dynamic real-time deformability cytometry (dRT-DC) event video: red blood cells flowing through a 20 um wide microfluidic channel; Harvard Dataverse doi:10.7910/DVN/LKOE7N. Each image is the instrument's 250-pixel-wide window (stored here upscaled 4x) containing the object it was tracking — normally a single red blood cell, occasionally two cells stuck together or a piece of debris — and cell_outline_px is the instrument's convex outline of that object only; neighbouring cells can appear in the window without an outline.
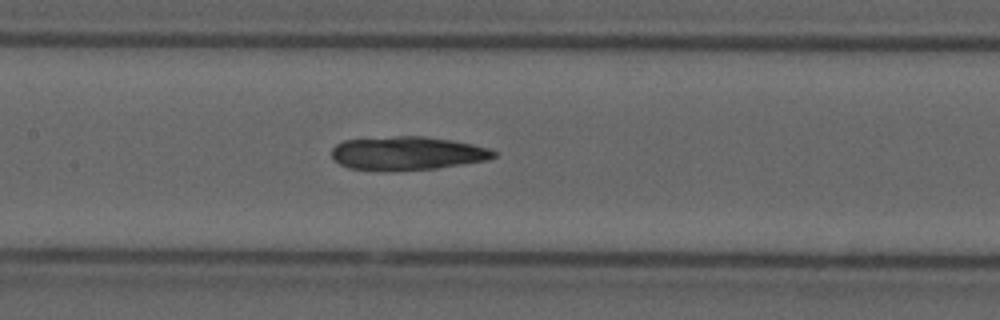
{"species": "common noctule bat (a hibernating species)", "species_latin": "Nyctalus noctula", "temperature_condition": "cold", "stored_images_in_passage": 40, "camera_frame_rate_fps": 3000, "um_per_image_px": 0.085, "animal": {"sex": "male", "forearm_length_mm": 52.5}, "frame": {"image": 1, "passage_image": 11, "time_ms": 3.333, "image_size_px": [1000, 320], "cell_outline_px": [[496, 156], [484, 160], [436, 168], [348, 168], [340, 164], [332, 156], [332, 148], [336, 144], [344, 140], [396, 136], [424, 136], [472, 144], [488, 148], [496, 152]], "centroid_in_image_um": [34.61, 12.98], "position_along_channel_um": 172.8, "area_um2": 30.35}}
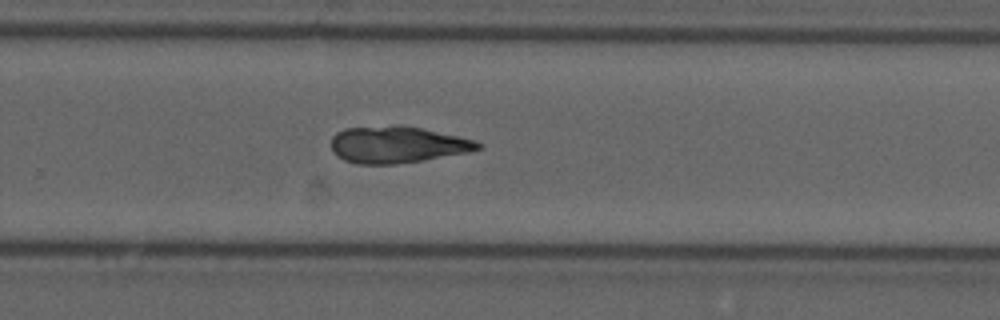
{"frame": {"image": 2, "passage_image": 21, "time_ms": 6.667, "image_size_px": [1000, 320], "cell_outline_px": [[484, 148], [468, 152], [396, 164], [356, 164], [344, 160], [336, 156], [332, 152], [332, 136], [336, 132], [344, 128], [396, 124], [400, 124], [420, 128], [456, 136], [472, 140], [484, 144]], "centroid_in_image_um": [33.71, 12.28], "position_along_channel_um": 296.1, "area_um2": 31.44}}
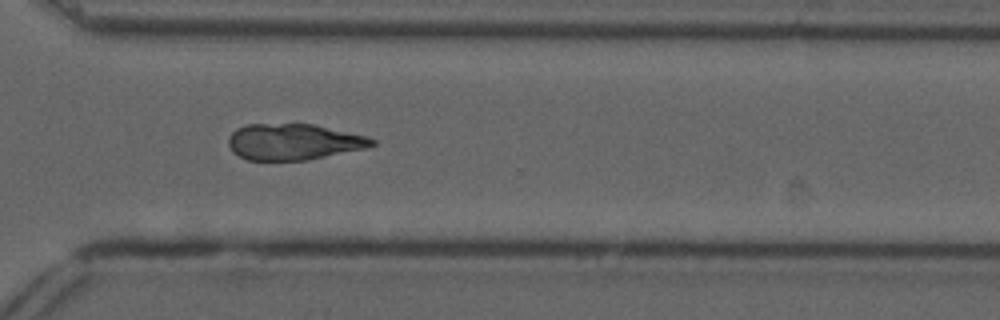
{"frame": {"image": 3, "passage_image": 25, "time_ms": 8.0, "image_size_px": [1000, 320], "cell_outline_px": [[376, 144], [368, 148], [308, 160], [248, 160], [232, 152], [228, 144], [228, 136], [236, 128], [244, 124], [316, 124], [368, 136], [376, 140]], "centroid_in_image_um": [24.98, 12.05], "position_along_channel_um": 345.6, "area_um2": 30.63}}